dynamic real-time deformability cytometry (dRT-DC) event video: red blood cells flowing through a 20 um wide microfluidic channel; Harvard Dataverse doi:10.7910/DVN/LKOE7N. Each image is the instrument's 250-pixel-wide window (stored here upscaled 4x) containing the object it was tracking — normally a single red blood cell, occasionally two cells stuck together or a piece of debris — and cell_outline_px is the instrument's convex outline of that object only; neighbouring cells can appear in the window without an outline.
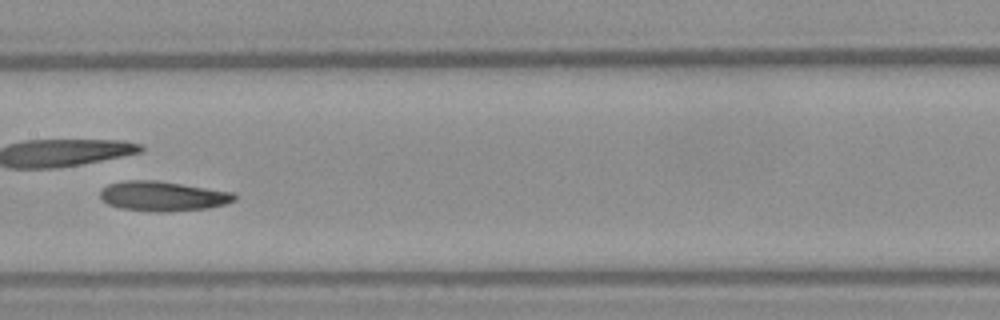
{"species": "Egyptian fruit bat (a non-hibernating species)", "species_latin": "Rousettus aegyptiacus", "temperature_condition": "warm", "stored_images_in_passage": 38, "camera_frame_rate_fps": 3000, "um_per_image_px": 0.085, "frame": {"image": 1, "passage_image": 17, "time_ms": 5.333, "image_size_px": [1000, 320], "cell_outline_px": [[236, 200], [224, 204], [208, 208], [164, 212], [152, 212], [120, 208], [108, 204], [100, 200], [100, 192], [108, 184], [128, 180], [152, 180], [236, 192]], "centroid_in_image_um": [13.84, 16.68], "position_along_channel_um": 193.6, "area_um2": 23.29}}